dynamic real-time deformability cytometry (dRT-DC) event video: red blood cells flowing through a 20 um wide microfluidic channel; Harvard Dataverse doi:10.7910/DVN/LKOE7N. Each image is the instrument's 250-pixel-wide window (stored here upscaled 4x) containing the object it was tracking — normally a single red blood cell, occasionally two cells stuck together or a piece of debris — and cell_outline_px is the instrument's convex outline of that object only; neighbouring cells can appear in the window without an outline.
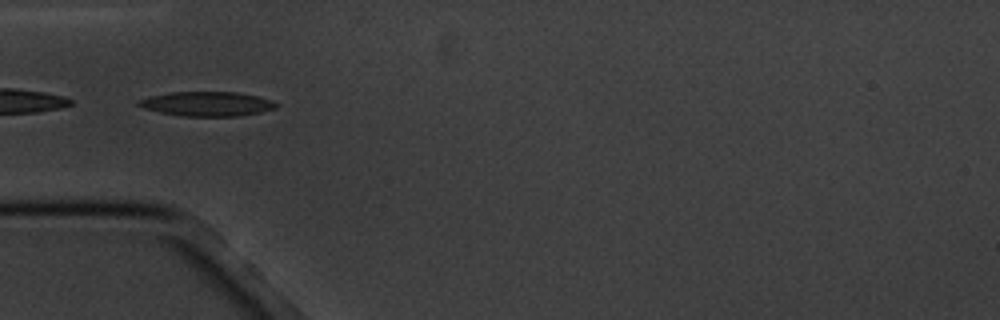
{"species": "common noctule bat (a hibernating species)", "species_latin": "Nyctalus noctula", "temperature_condition": "cold", "stored_images_in_passage": 8, "camera_frame_rate_fps": 3000, "um_per_image_px": 0.085, "animal": {"sex": "male", "body_mass_g": 20.1, "forearm_length_mm": 53.5}, "frame": {"image": 1, "passage_image": 3, "time_ms": 2.333, "image_size_px": [1000, 320], "cell_outline_px": [[280, 104], [276, 108], [260, 112], [240, 116], [184, 116], [160, 112], [144, 108], [136, 104], [136, 100], [148, 96], [172, 92], [236, 92], [260, 96], [272, 100]], "centroid_in_image_um": [17.61, 8.82], "position_along_channel_um": 67.4, "area_um2": 19.77}}
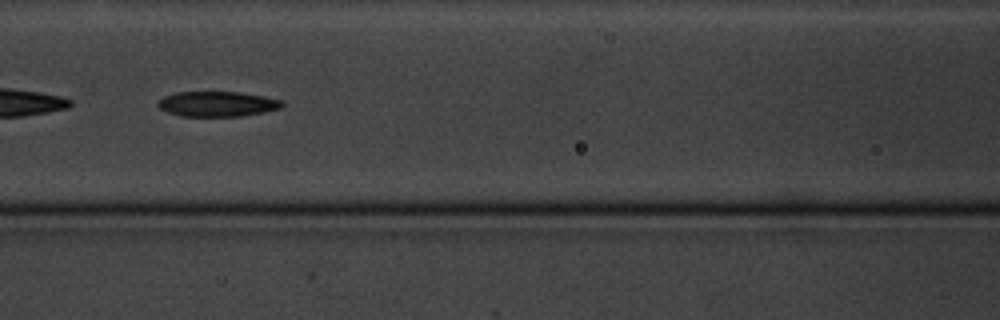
{"frame": {"image": 2, "passage_image": 5, "time_ms": 4.667, "image_size_px": [1000, 320], "cell_outline_px": [[284, 104], [280, 108], [240, 116], [180, 116], [168, 112], [160, 108], [156, 104], [164, 96], [176, 92], [236, 92], [264, 96], [284, 100]], "centroid_in_image_um": [18.46, 8.83], "position_along_channel_um": 148.1, "area_um2": 18.03}}
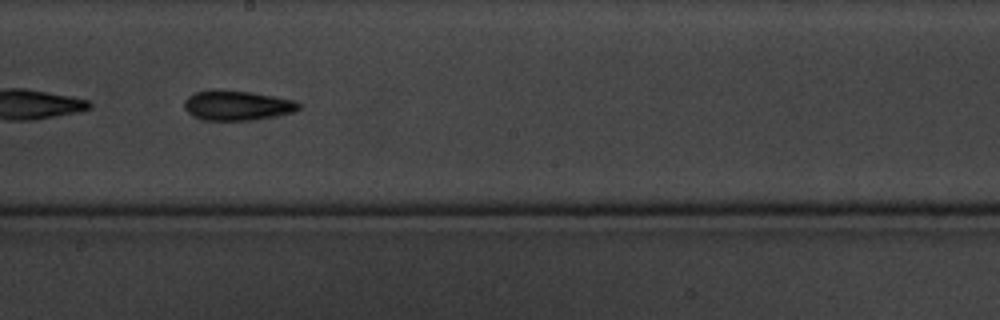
{"frame": {"image": 3, "passage_image": 7, "time_ms": 7.0, "image_size_px": [1000, 320], "cell_outline_px": [[300, 108], [296, 112], [256, 120], [208, 120], [196, 116], [188, 112], [184, 108], [184, 100], [188, 96], [196, 92], [252, 92], [296, 100], [300, 104]], "centroid_in_image_um": [20.25, 8.99], "position_along_channel_um": 227.9, "area_um2": 19.36}}